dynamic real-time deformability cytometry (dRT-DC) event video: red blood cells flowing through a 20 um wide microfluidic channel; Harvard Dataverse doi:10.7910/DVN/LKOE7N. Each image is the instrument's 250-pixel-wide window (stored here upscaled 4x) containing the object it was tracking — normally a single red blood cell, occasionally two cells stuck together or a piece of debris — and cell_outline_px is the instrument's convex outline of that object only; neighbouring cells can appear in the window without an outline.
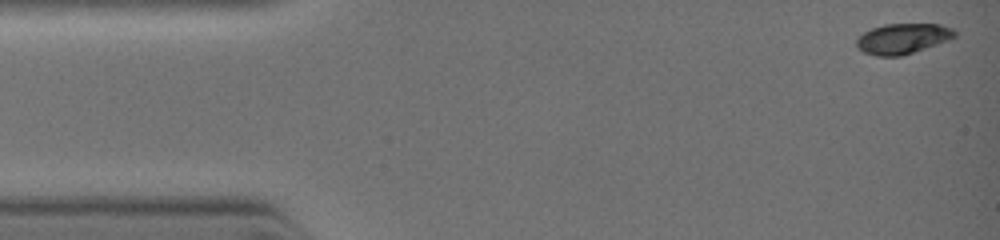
{"species": "common noctule bat (a hibernating species)", "species_latin": "Nyctalus noctula", "temperature_condition": "warm", "stored_images_in_passage": 38, "camera_frame_rate_fps": 3000, "um_per_image_px": 0.085, "animal": {"sex": "female", "body_mass_g": 19.0, "forearm_length_mm": 51.5}, "frame": {"image": 1, "passage_image": 1, "time_ms": 0.0, "image_size_px": [1000, 240], "cell_outline_px": [[956, 36], [948, 40], [900, 56], [876, 56], [864, 52], [856, 48], [856, 40], [864, 32], [872, 28], [884, 24], [940, 24], [952, 28], [956, 32]], "centroid_in_image_um": [76.7, 3.28], "position_along_channel_um": 8.3, "area_um2": 17.22}}
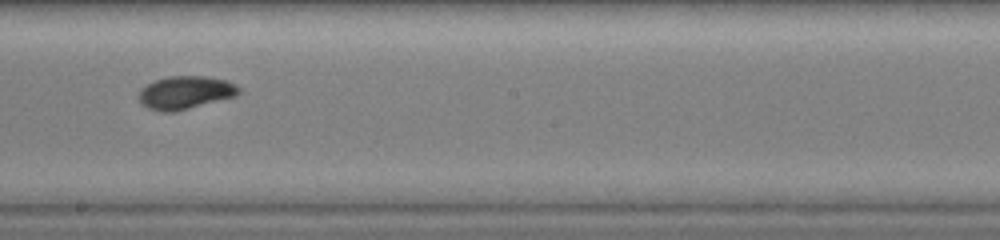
{"frame": {"image": 2, "passage_image": 22, "time_ms": 6.0, "image_size_px": [1000, 240], "cell_outline_px": [[240, 92], [236, 96], [176, 112], [160, 112], [148, 108], [140, 104], [136, 96], [140, 88], [156, 80], [168, 76], [204, 76], [224, 80], [236, 84], [240, 88]], "centroid_in_image_um": [15.71, 7.88], "position_along_channel_um": 232.5, "area_um2": 19.54}}
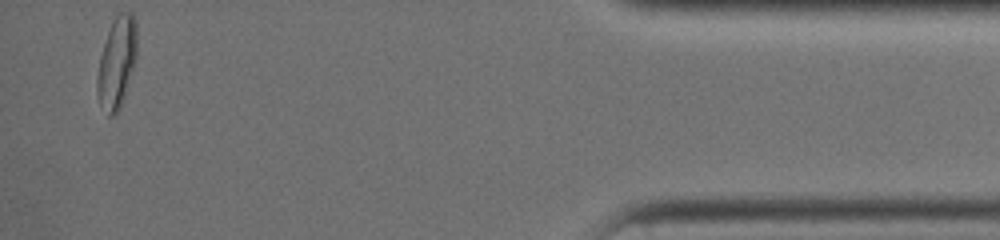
{"frame": {"image": 3, "passage_image": 38, "time_ms": 10.667, "image_size_px": [1000, 240], "cell_outline_px": [[136, 56], [120, 104], [116, 112], [112, 116], [108, 116], [96, 88], [96, 76], [100, 56], [112, 20], [116, 12], [132, 12], [136, 20]], "centroid_in_image_um": [9.92, 5.18], "position_along_channel_um": 425.3, "area_um2": 20.35}}